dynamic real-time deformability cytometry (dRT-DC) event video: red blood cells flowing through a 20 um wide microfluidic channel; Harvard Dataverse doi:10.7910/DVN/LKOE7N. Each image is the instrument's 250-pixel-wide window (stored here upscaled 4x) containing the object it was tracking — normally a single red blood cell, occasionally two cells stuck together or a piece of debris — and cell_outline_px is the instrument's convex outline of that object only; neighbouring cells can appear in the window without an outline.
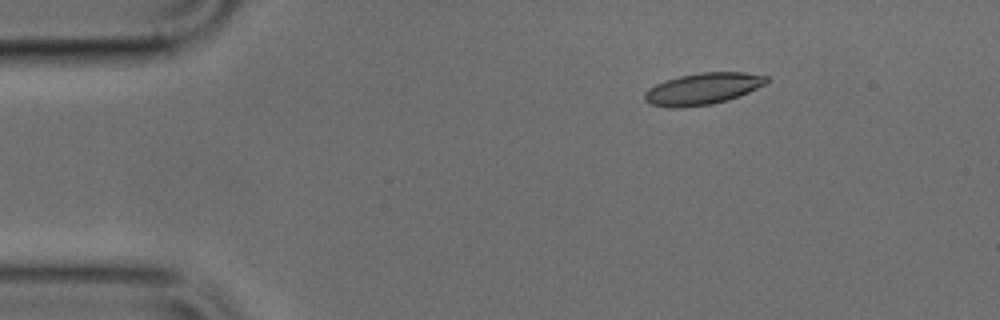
{"species": "common noctule bat (a hibernating species)", "species_latin": "Nyctalus noctula", "temperature_condition": "cold", "stored_images_in_passage": 43, "camera_frame_rate_fps": 3000, "um_per_image_px": 0.085, "animal": {"sex": "male", "body_mass_g": 17.9, "forearm_length_mm": 54.2}, "frame": {"image": 1, "passage_image": 1, "time_ms": 0.0, "image_size_px": [1000, 320], "cell_outline_px": [[768, 80], [764, 84], [748, 92], [728, 100], [712, 104], [684, 108], [672, 108], [652, 104], [644, 100], [644, 92], [648, 88], [656, 84], [680, 76], [700, 72], [744, 72], [768, 76]], "centroid_in_image_um": [59.72, 7.55], "position_along_channel_um": 25.3, "area_um2": 22.37}}
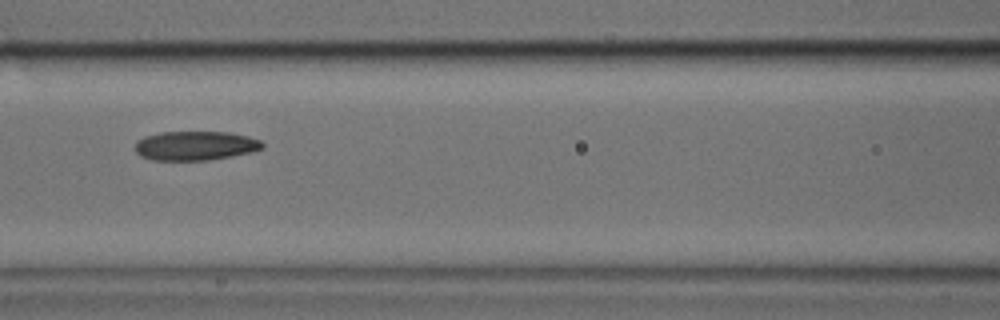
{"frame": {"image": 2, "passage_image": 15, "time_ms": 4.667, "image_size_px": [1000, 320], "cell_outline_px": [[264, 148], [252, 152], [208, 160], [152, 160], [140, 156], [136, 152], [136, 140], [144, 136], [160, 132], [228, 132], [248, 136], [260, 140], [264, 144]], "centroid_in_image_um": [16.6, 12.38], "position_along_channel_um": 150.0, "area_um2": 21.73}}
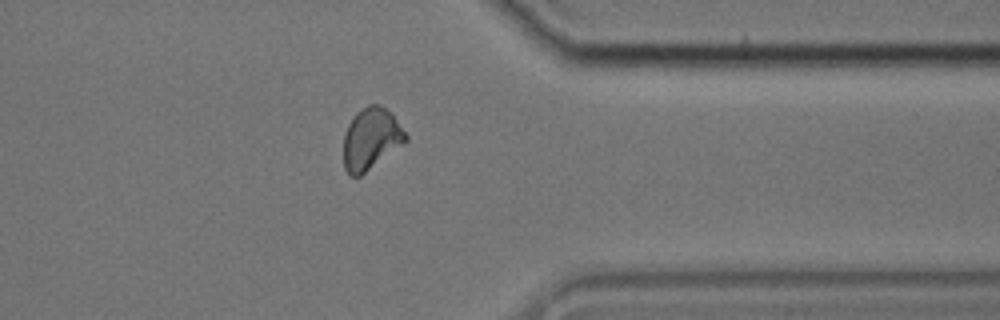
{"frame": {"image": 3, "passage_image": 33, "time_ms": 10.667, "image_size_px": [1000, 320], "cell_outline_px": [[408, 140], [404, 144], [360, 176], [352, 176], [344, 168], [344, 136], [348, 124], [352, 116], [356, 112], [368, 104], [376, 104], [384, 108], [396, 120], [408, 136]], "centroid_in_image_um": [31.52, 11.8], "position_along_channel_um": 379.9, "area_um2": 22.08}}